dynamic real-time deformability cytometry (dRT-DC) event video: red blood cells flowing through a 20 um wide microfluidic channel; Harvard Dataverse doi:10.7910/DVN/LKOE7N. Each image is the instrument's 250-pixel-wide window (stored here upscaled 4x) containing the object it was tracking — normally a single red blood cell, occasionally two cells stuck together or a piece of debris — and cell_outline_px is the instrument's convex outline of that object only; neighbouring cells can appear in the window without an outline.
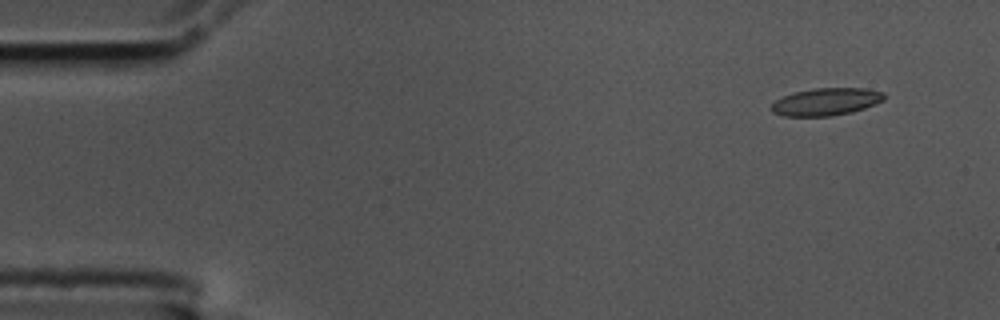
{"species": "common noctule bat (a hibernating species)", "species_latin": "Nyctalus noctula", "temperature_condition": "cold", "stored_images_in_passage": 54, "camera_frame_rate_fps": 3000, "um_per_image_px": 0.085, "animal": {"sex": "male", "body_mass_g": 17.5, "forearm_length_mm": 52.3}, "frame": {"image": 1, "passage_image": 2, "time_ms": 0.333, "image_size_px": [1000, 320], "cell_outline_px": [[884, 100], [876, 104], [852, 112], [832, 116], [784, 116], [772, 112], [772, 104], [776, 100], [784, 96], [796, 92], [816, 88], [864, 88], [884, 92]], "centroid_in_image_um": [70.25, 8.65], "position_along_channel_um": 14.8, "area_um2": 17.92}}
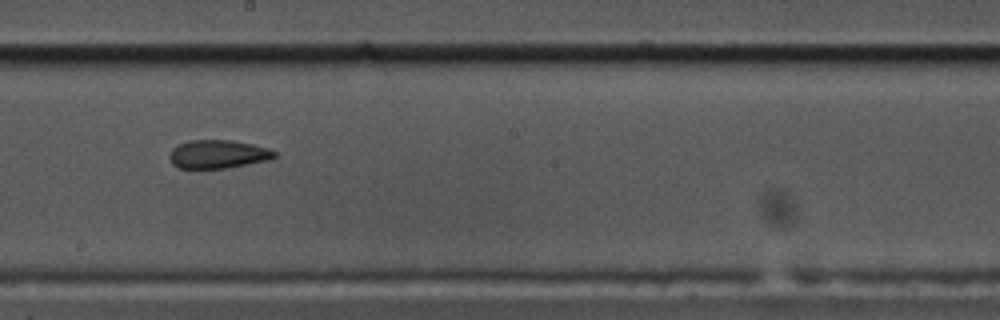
{"frame": {"image": 2, "passage_image": 29, "time_ms": 9.333, "image_size_px": [1000, 320], "cell_outline_px": [[276, 156], [268, 160], [228, 168], [176, 168], [172, 164], [168, 156], [172, 148], [188, 140], [228, 140], [252, 144], [268, 148], [276, 152]], "centroid_in_image_um": [18.49, 13.11], "position_along_channel_um": 229.7, "area_um2": 17.4}}
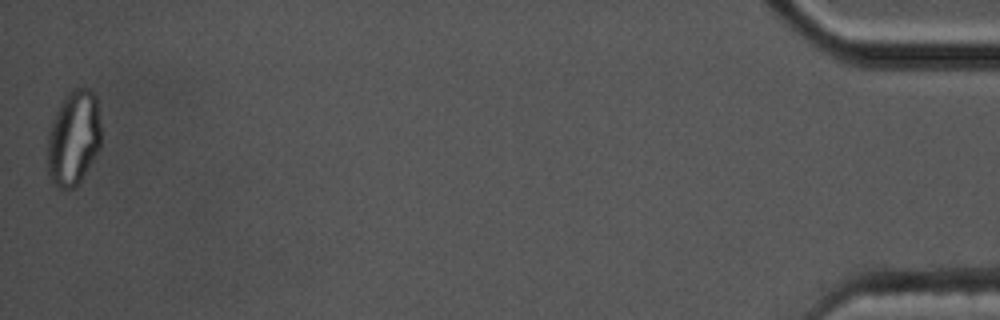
{"frame": {"image": 3, "passage_image": 54, "time_ms": 17.667, "image_size_px": [1000, 320], "cell_outline_px": [[100, 148], [80, 180], [72, 188], [60, 188], [52, 184], [48, 176], [48, 132], [52, 120], [60, 104], [68, 92], [72, 88], [88, 88], [96, 96], [100, 128]], "centroid_in_image_um": [6.24, 11.72], "position_along_channel_um": 429.0, "area_um2": 29.48}, "authors_computed_cell_mechanics": {"area_um2": 18.1781, "velocity_mm_per_s": 3.5352, "shape_relaxation_time_tau1_ms": null, "shape_relaxation_time_tau2_ms": 2.6407, "deformation_change_tau1": null, "deformation_change_tau2": 0.0895}}